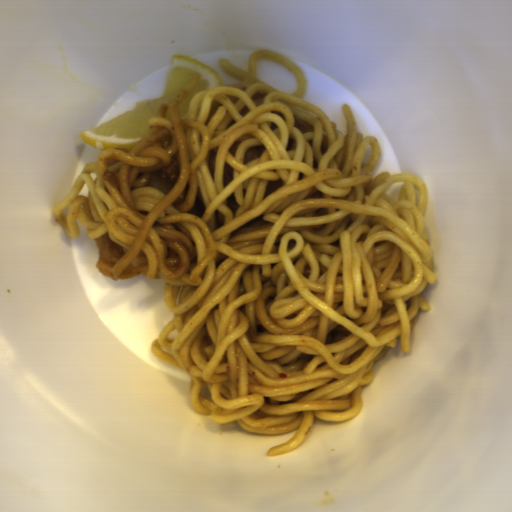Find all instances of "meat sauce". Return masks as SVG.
I'll use <instances>...</instances> for the list:
<instances>
[{"label":"meat sauce","instance_id":"meat-sauce-1","mask_svg":"<svg viewBox=\"0 0 512 512\" xmlns=\"http://www.w3.org/2000/svg\"><path fill=\"white\" fill-rule=\"evenodd\" d=\"M160 173L162 178L169 179L175 185L181 173V164L177 157L172 155L171 163L167 167H162Z\"/></svg>","mask_w":512,"mask_h":512}]
</instances>
